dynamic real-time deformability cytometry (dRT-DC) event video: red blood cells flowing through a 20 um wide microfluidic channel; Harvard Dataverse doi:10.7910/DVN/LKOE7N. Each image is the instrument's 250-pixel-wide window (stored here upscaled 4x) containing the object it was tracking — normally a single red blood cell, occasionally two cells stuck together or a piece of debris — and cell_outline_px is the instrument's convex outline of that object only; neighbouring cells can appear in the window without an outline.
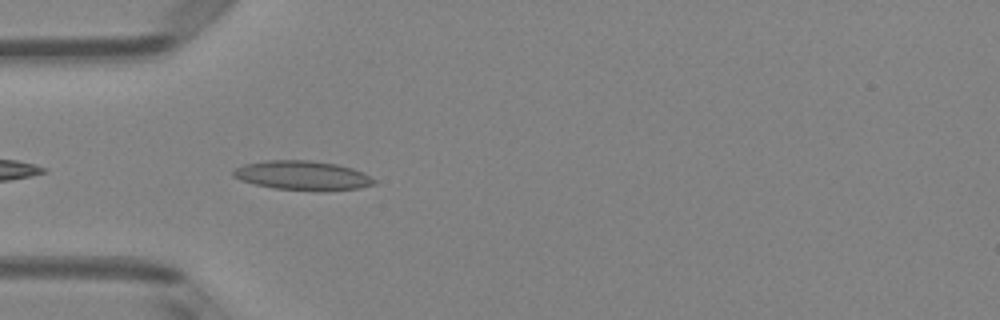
{"species": "Egyptian fruit bat (a non-hibernating species)", "species_latin": "Rousettus aegyptiacus", "temperature_condition": "room temperature", "stored_images_in_passage": 9, "camera_frame_rate_fps": 3000, "um_per_image_px": 0.085, "animal": {"sex": "female"}, "frame": {"image": 1, "passage_image": 2, "time_ms": 0.333, "image_size_px": [1000, 320], "cell_outline_px": [[376, 184], [360, 188], [324, 192], [316, 192], [276, 188], [256, 184], [240, 180], [232, 176], [232, 172], [236, 168], [244, 164], [268, 160], [312, 160], [336, 164], [352, 168], [364, 172], [376, 180]], "centroid_in_image_um": [25.77, 14.93], "position_along_channel_um": 59.2, "area_um2": 24.39}}
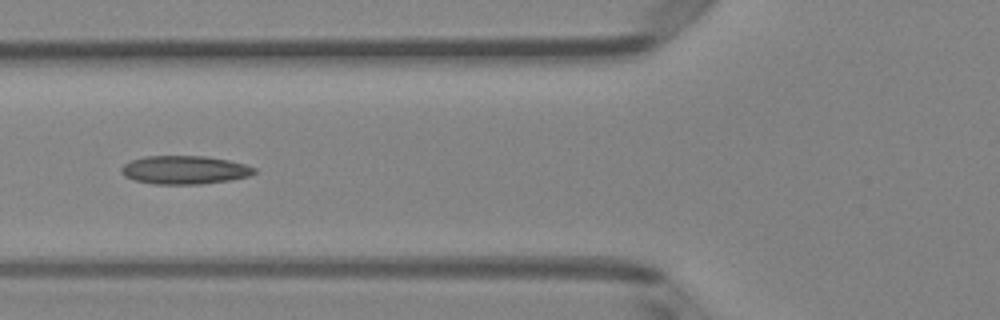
{"frame": {"image": 2, "passage_image": 6, "time_ms": 1.667, "image_size_px": [1000, 320], "cell_outline_px": [[256, 172], [248, 176], [228, 180], [200, 184], [152, 184], [136, 180], [124, 176], [120, 172], [120, 168], [124, 164], [132, 160], [144, 156], [204, 156], [228, 160], [244, 164], [256, 168]], "centroid_in_image_um": [15.66, 14.44], "position_along_channel_um": 110.1, "area_um2": 21.91}}
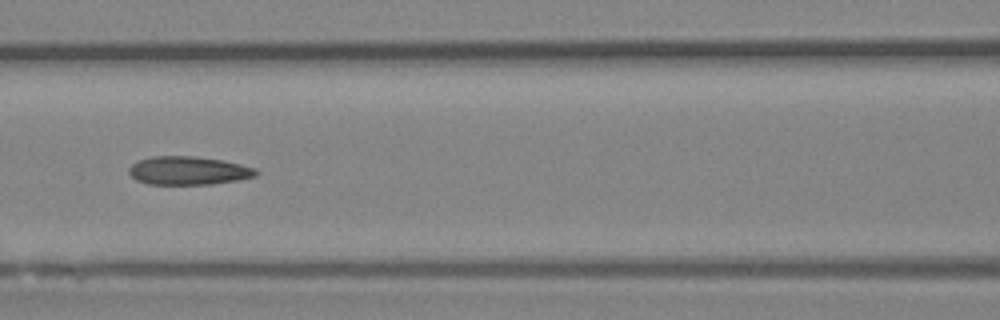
{"frame": {"image": 3, "passage_image": 9, "time_ms": 2.667, "image_size_px": [1000, 320], "cell_outline_px": [[260, 172], [256, 176], [240, 180], [212, 184], [148, 184], [136, 180], [128, 172], [128, 168], [136, 160], [152, 156], [192, 156], [224, 160], [256, 168]], "centroid_in_image_um": [16.02, 14.5], "position_along_channel_um": 150.6, "area_um2": 21.27}}